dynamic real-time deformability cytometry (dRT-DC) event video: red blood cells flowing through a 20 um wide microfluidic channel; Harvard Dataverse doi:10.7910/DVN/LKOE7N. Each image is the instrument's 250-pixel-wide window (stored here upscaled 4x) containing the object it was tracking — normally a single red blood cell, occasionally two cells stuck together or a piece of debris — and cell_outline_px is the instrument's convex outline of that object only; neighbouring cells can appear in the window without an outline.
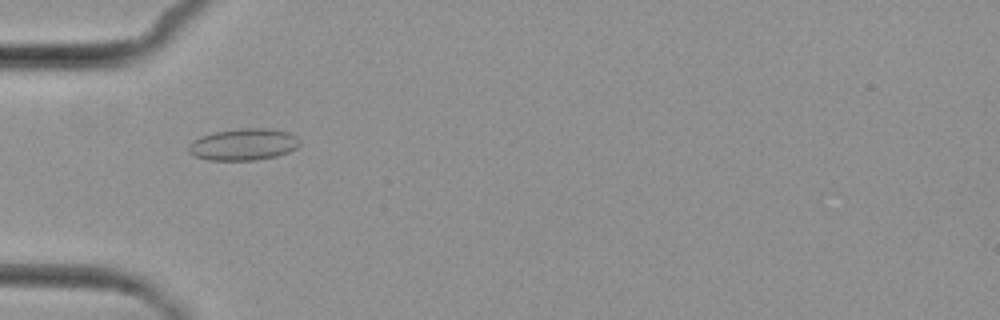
{"species": "common noctule bat (a hibernating species)", "species_latin": "Nyctalus noctula", "temperature_condition": "cold", "stored_images_in_passage": 5, "camera_frame_rate_fps": 3000, "um_per_image_px": 0.085, "animal": {"sex": "female", "body_mass_g": 29.2, "forearm_length_mm": 56.3}, "frame": {"image": 1, "passage_image": 4, "time_ms": 5.0, "image_size_px": [1000, 320], "cell_outline_px": [[300, 144], [296, 148], [288, 152], [276, 156], [256, 160], [208, 160], [196, 156], [188, 152], [188, 144], [192, 140], [200, 136], [212, 132], [240, 128], [268, 128], [288, 132], [296, 136], [300, 140]], "centroid_in_image_um": [20.68, 12.27], "position_along_channel_um": 64.3, "area_um2": 20.75}}
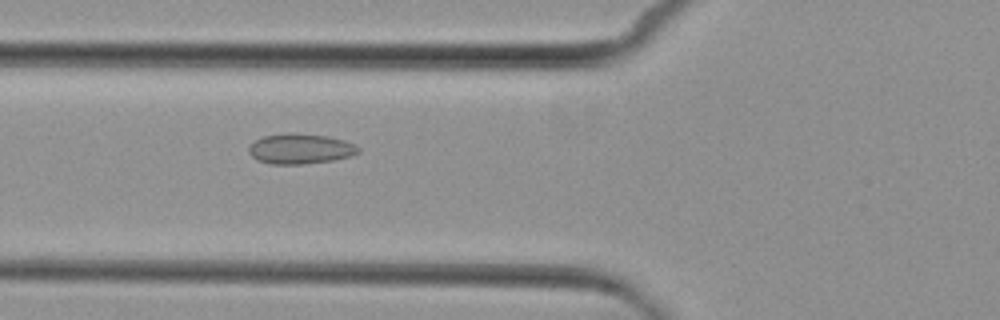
{"frame": {"image": 2, "passage_image": 5, "time_ms": 6.0, "image_size_px": [1000, 320], "cell_outline_px": [[360, 152], [352, 156], [332, 160], [300, 164], [272, 164], [256, 160], [248, 152], [248, 148], [256, 140], [264, 136], [292, 132], [328, 136], [344, 140], [356, 144], [360, 148]], "centroid_in_image_um": [25.56, 12.64], "position_along_channel_um": 100.2, "area_um2": 19.36}}